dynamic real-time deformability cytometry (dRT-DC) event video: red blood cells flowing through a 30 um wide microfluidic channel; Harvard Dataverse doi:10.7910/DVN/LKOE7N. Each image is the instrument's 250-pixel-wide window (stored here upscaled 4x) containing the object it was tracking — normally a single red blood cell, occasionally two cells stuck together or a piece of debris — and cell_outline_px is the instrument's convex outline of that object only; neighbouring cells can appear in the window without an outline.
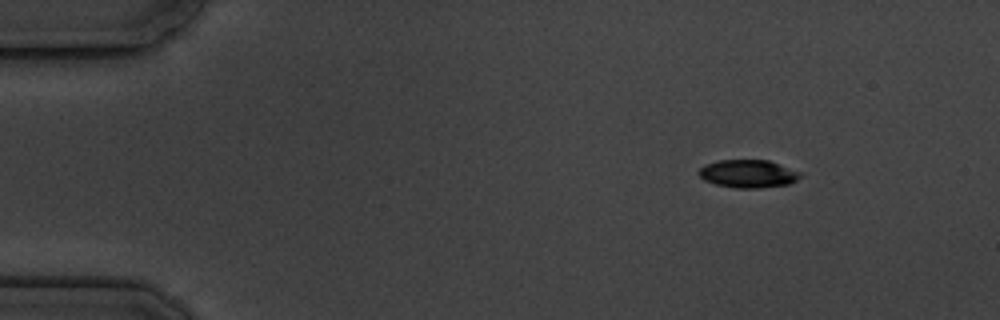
{"species": "common noctule bat (a hibernating species)", "species_latin": "Nyctalus noctula", "temperature_condition": "cold", "stored_images_in_passage": 5, "segment_of_instrument_passage": [1, 2], "camera_frame_rate_fps": 3000, "um_per_image_px": 0.085, "animal": {"sex": "male", "body_mass_g": 19.5, "forearm_length_mm": 54.6}, "frame": {"image": 1, "passage_image": 1, "time_ms": 0.0, "image_size_px": [1000, 320], "cell_outline_px": [[804, 176], [788, 184], [760, 188], [736, 188], [716, 184], [704, 180], [696, 172], [704, 164], [720, 160], [768, 160], [804, 172]], "centroid_in_image_um": [63.63, 14.76], "position_along_channel_um": 21.4, "area_um2": 16.76}}